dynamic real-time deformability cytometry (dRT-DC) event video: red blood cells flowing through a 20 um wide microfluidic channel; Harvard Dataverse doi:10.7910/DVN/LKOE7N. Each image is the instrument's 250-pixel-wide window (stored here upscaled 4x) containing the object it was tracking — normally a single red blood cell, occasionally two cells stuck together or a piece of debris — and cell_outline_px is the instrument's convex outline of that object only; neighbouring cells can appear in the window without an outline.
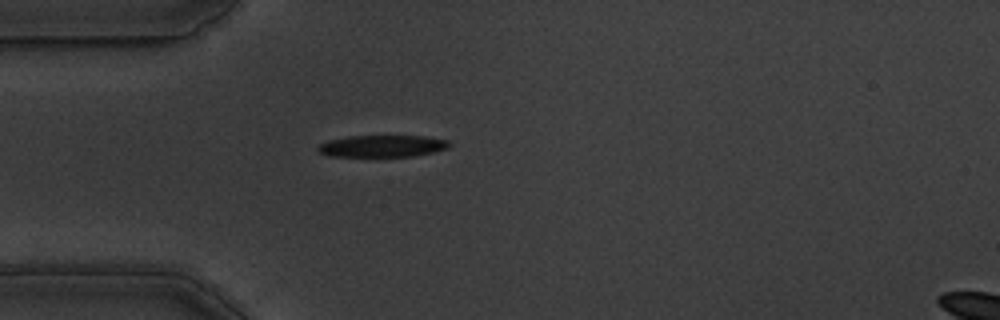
{"species": "common noctule bat (a hibernating species)", "species_latin": "Nyctalus noctula", "temperature_condition": "warm", "stored_images_in_passage": 42, "camera_frame_rate_fps": 3000, "um_per_image_px": 0.085, "animal": {"sex": "male", "body_mass_g": 19.5, "forearm_length_mm": 54.6}, "frame": {"image": 1, "passage_image": 1, "time_ms": 0.0, "image_size_px": [1000, 320], "cell_outline_px": [[452, 144], [448, 148], [416, 156], [328, 156], [320, 152], [316, 148], [320, 144], [328, 140], [348, 136], [428, 136], [448, 140]], "centroid_in_image_um": [32.52, 12.41], "position_along_channel_um": 52.5, "area_um2": 16.76}}
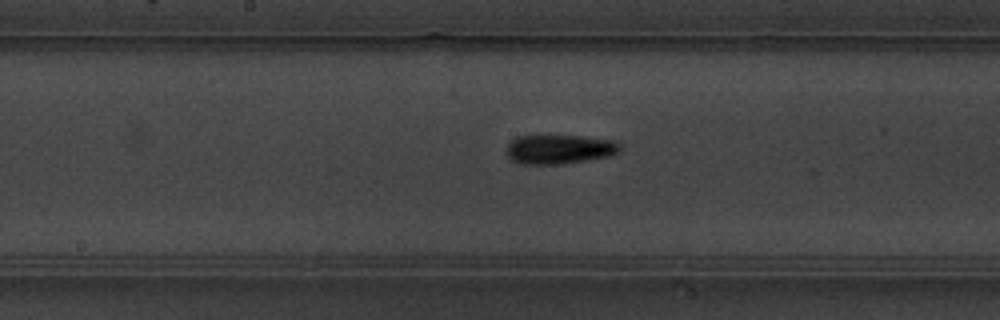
{"frame": {"image": 2, "passage_image": 14, "time_ms": 4.333, "image_size_px": [1000, 320], "cell_outline_px": [[620, 152], [608, 156], [584, 160], [556, 164], [520, 164], [512, 160], [508, 156], [508, 144], [516, 136], [536, 132], [580, 136], [616, 140], [620, 144]], "centroid_in_image_um": [47.5, 12.62], "position_along_channel_um": 200.7, "area_um2": 20.06}}
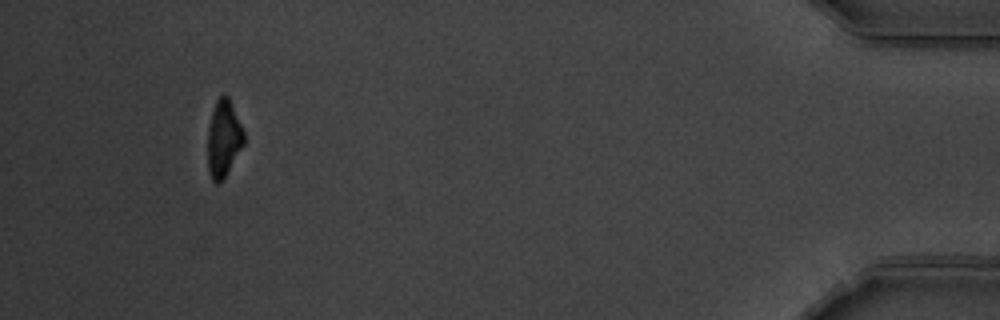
{"frame": {"image": 3, "passage_image": 38, "time_ms": 12.333, "image_size_px": [1000, 320], "cell_outline_px": [[244, 144], [224, 180], [216, 184], [212, 180], [208, 172], [208, 128], [212, 108], [216, 100], [224, 92], [228, 96], [232, 104], [244, 132]], "centroid_in_image_um": [19.0, 11.79], "position_along_channel_um": 416.2, "area_um2": 16.47}, "authors_computed_cell_mechanics": {"area_um2": 17.9758, "velocity_mm_per_s": 3.5769, "shape_relaxation_time_tau1_ms": 2.3549, "shape_relaxation_time_tau2_ms": 4.7529, "deformation_change_tau1": 0.1751, "deformation_change_tau2": 0.1434}}